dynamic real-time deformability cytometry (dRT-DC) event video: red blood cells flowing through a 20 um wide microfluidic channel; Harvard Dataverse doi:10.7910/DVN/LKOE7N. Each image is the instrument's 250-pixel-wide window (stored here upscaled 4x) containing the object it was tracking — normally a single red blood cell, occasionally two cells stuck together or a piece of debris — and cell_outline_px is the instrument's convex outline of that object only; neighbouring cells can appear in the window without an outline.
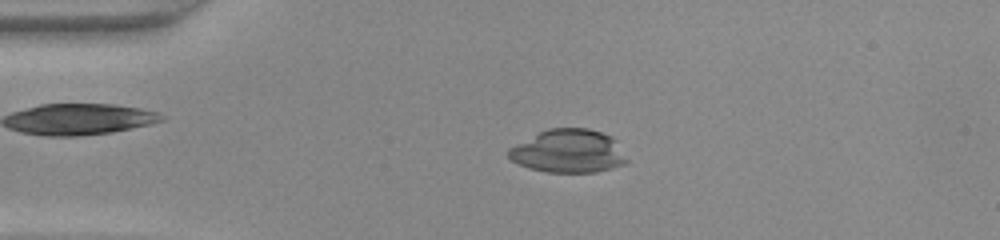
{"species": "common noctule bat (a hibernating species)", "species_latin": "Nyctalus noctula", "temperature_condition": "warm", "stored_images_in_passage": 47, "camera_frame_rate_fps": 3000, "um_per_image_px": 0.085, "animal": {"sex": "female", "body_mass_g": 22.0, "forearm_length_mm": 56.7}, "frame": {"image": 1, "passage_image": 10, "time_ms": 3.0, "image_size_px": [1000, 240], "cell_outline_px": [[628, 160], [624, 164], [612, 168], [596, 172], [548, 172], [528, 168], [512, 160], [508, 156], [508, 148], [548, 128], [588, 128], [612, 136], [616, 140]], "centroid_in_image_um": [48.33, 12.85], "position_along_channel_um": 36.7, "area_um2": 29.71}}
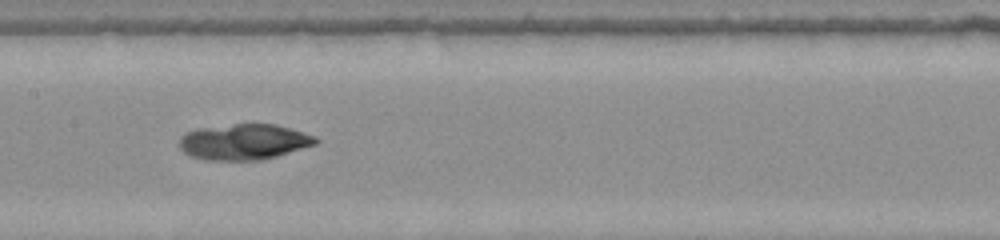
{"frame": {"image": 2, "passage_image": 23, "time_ms": 7.333, "image_size_px": [1000, 240], "cell_outline_px": [[320, 140], [316, 144], [264, 160], [204, 160], [188, 156], [180, 148], [180, 136], [188, 132], [204, 128], [236, 124], [272, 124], [288, 128], [312, 136]], "centroid_in_image_um": [20.71, 12.08], "position_along_channel_um": 186.7, "area_um2": 28.03}}
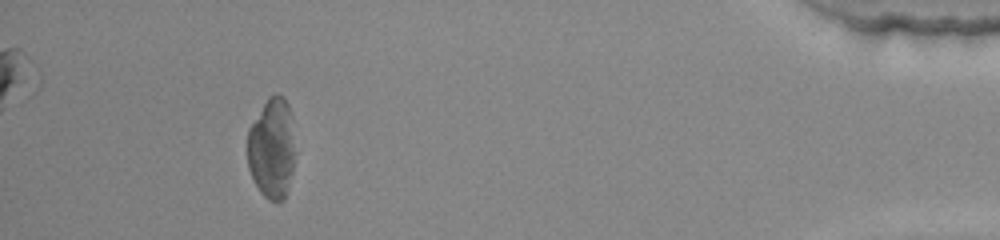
{"frame": {"image": 3, "passage_image": 43, "time_ms": 14.0, "image_size_px": [1000, 240], "cell_outline_px": [[292, 168], [288, 188], [284, 200], [276, 204], [268, 200], [260, 192], [248, 168], [248, 128], [268, 96], [276, 92], [284, 96], [288, 104], [292, 116]], "centroid_in_image_um": [23.08, 12.59], "position_along_channel_um": 412.1, "area_um2": 27.92}}